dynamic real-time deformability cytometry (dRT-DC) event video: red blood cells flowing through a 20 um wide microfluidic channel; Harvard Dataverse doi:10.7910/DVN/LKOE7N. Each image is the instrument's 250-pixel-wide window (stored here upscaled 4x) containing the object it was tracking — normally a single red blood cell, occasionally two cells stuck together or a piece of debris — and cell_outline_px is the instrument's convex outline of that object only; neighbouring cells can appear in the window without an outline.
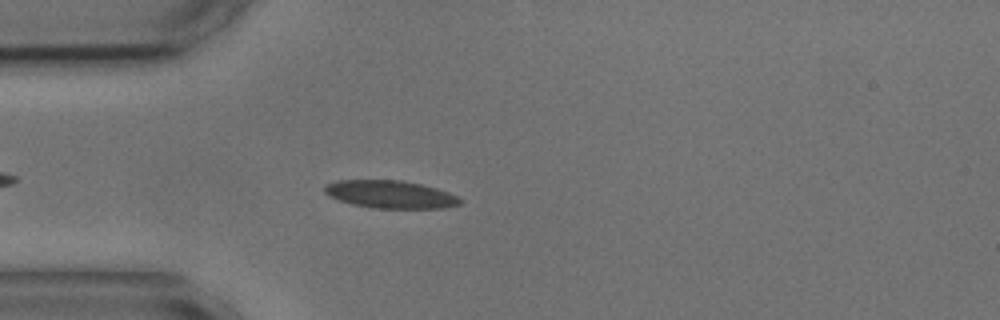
{"species": "common noctule bat (a hibernating species)", "species_latin": "Nyctalus noctula", "temperature_condition": "cold", "stored_images_in_passage": 41, "camera_frame_rate_fps": 3000, "um_per_image_px": 0.085, "animal": {"sex": "male", "body_mass_g": 17.9, "forearm_length_mm": 54.2}, "frame": {"image": 1, "passage_image": 7, "time_ms": 2.0, "image_size_px": [1000, 320], "cell_outline_px": [[464, 200], [460, 204], [444, 208], [372, 208], [352, 204], [328, 196], [324, 192], [324, 188], [328, 184], [336, 180], [400, 180], [420, 184], [436, 188], [448, 192]], "centroid_in_image_um": [33.18, 16.52], "position_along_channel_um": 51.8, "area_um2": 21.85}, "authors_computed_cell_mechanics": {"area_um2": 21.386, "velocity_mm_per_s": 3.5868, "shape_relaxation_time_tau1_ms": 4.0094, "shape_relaxation_time_tau2_ms": 1.9689, "deformation_change_tau1": 0.1185, "deformation_change_tau2": 0.0868}}